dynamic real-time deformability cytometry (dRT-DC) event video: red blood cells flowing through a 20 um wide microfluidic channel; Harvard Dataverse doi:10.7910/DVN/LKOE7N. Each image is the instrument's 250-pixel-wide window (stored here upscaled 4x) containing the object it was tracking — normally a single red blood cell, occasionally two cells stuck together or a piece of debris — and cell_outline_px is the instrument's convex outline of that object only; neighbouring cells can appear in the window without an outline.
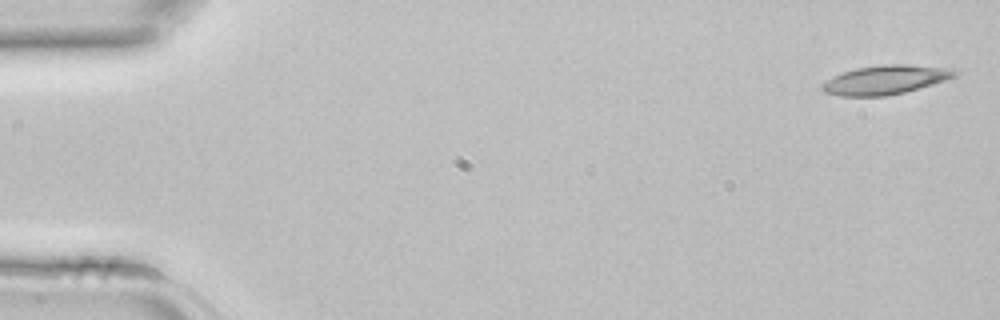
{"species": "common noctule bat (a hibernating species)", "species_latin": "Nyctalus noctula", "temperature_condition": "room temperature", "stored_images_in_passage": 42, "camera_frame_rate_fps": 3000, "um_per_image_px": 0.085, "animal": {"sex": "female", "body_mass_g": 22.7, "forearm_length_mm": 54.2}, "frame": {"image": 1, "passage_image": 1, "time_ms": 0.0, "image_size_px": [1000, 320], "cell_outline_px": [[960, 72], [956, 76], [932, 84], [904, 92], [888, 96], [840, 96], [824, 92], [820, 88], [820, 84], [844, 72], [856, 68], [884, 64], [904, 64], [952, 68]], "centroid_in_image_um": [75.27, 6.78], "position_along_channel_um": 9.7, "area_um2": 22.31}}
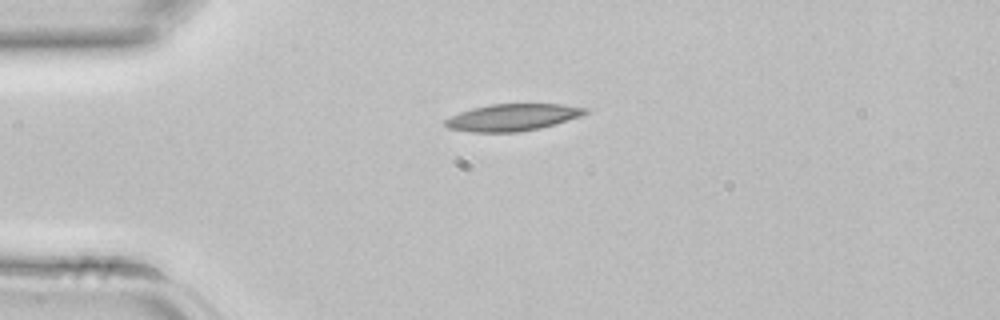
{"frame": {"image": 2, "passage_image": 10, "time_ms": 3.0, "image_size_px": [1000, 320], "cell_outline_px": [[588, 112], [580, 116], [540, 128], [516, 132], [468, 132], [448, 128], [444, 124], [444, 120], [460, 112], [472, 108], [492, 104], [564, 104], [588, 108]], "centroid_in_image_um": [43.55, 9.97], "position_along_channel_um": 41.5, "area_um2": 21.85}}
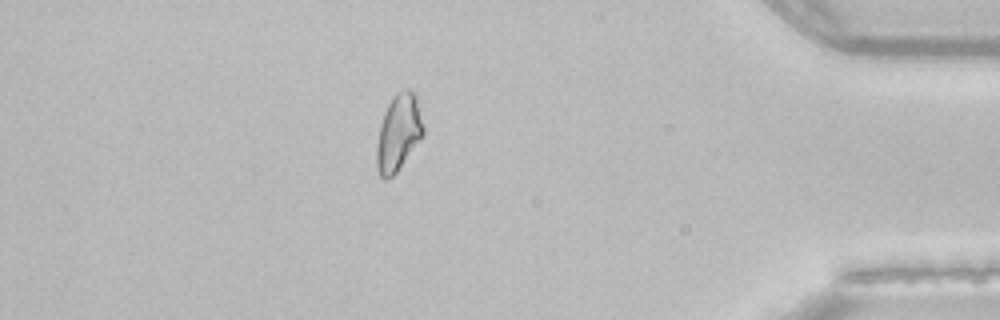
{"frame": {"image": 3, "passage_image": 37, "time_ms": 12.0, "image_size_px": [1000, 320], "cell_outline_px": [[424, 132], [396, 172], [388, 180], [384, 180], [380, 176], [376, 168], [376, 144], [380, 124], [384, 112], [392, 96], [396, 92], [404, 88], [408, 88], [416, 96], [424, 124]], "centroid_in_image_um": [33.84, 11.25], "position_along_channel_um": 401.4, "area_um2": 20.81}}